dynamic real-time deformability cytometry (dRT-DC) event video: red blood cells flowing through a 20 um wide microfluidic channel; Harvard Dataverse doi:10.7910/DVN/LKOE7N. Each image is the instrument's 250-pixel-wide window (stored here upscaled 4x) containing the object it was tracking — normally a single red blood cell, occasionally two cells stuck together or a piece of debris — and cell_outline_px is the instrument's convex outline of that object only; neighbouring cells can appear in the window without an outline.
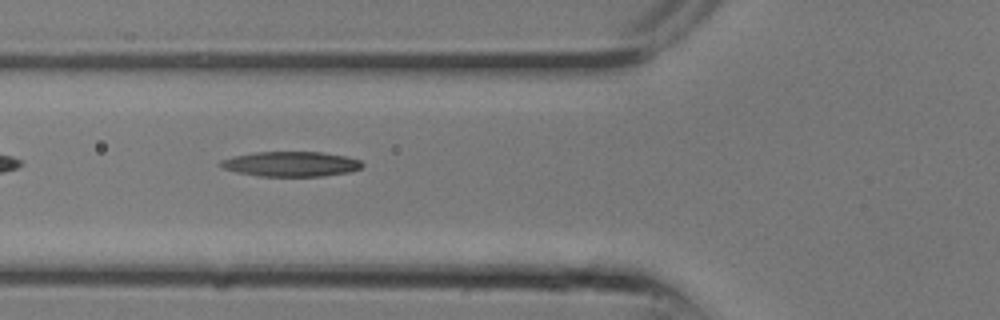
{"species": "common noctule bat (a hibernating species)", "species_latin": "Nyctalus noctula", "temperature_condition": "room temperature", "stored_images_in_passage": 6, "camera_frame_rate_fps": 3000, "um_per_image_px": 0.085, "animal": {"sex": "male", "body_mass_g": 13.3}, "frame": {"image": 1, "passage_image": 2, "time_ms": 0.333, "image_size_px": [1000, 320], "cell_outline_px": [[364, 164], [360, 168], [348, 172], [324, 176], [260, 176], [236, 172], [224, 168], [216, 164], [220, 160], [232, 156], [256, 152], [320, 152], [348, 156], [360, 160]], "centroid_in_image_um": [24.71, 13.93], "position_along_channel_um": 101.1, "area_um2": 20.69}}
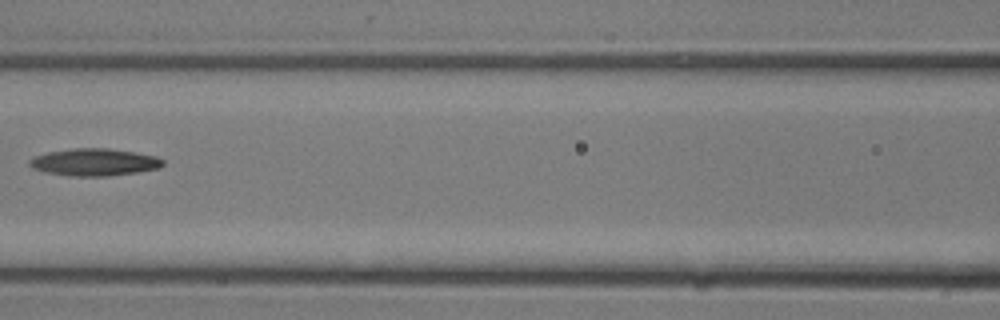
{"frame": {"image": 2, "passage_image": 4, "time_ms": 1.0, "image_size_px": [1000, 320], "cell_outline_px": [[164, 164], [160, 168], [136, 172], [104, 176], [68, 176], [44, 172], [32, 168], [28, 164], [28, 160], [36, 156], [48, 152], [72, 148], [108, 148], [156, 156], [164, 160]], "centroid_in_image_um": [7.99, 13.78], "position_along_channel_um": 158.6, "area_um2": 21.15}}
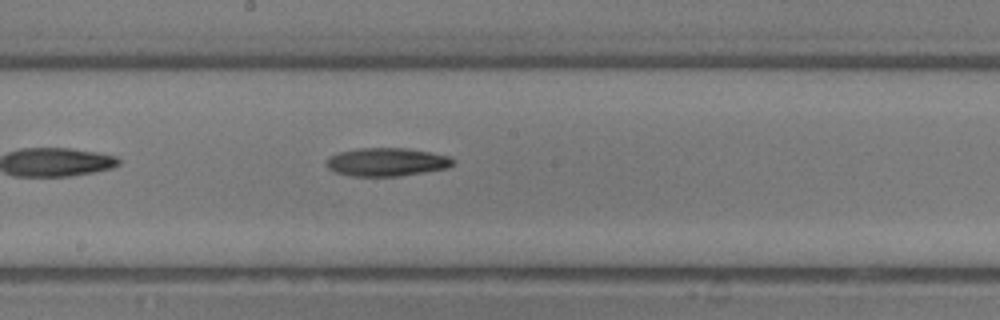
{"frame": {"image": 3, "passage_image": 6, "time_ms": 1.667, "image_size_px": [1000, 320], "cell_outline_px": [[452, 164], [448, 168], [400, 176], [352, 176], [336, 172], [328, 168], [324, 160], [340, 152], [360, 148], [408, 148], [452, 156]], "centroid_in_image_um": [32.88, 13.77], "position_along_channel_um": 215.3, "area_um2": 20.81}}